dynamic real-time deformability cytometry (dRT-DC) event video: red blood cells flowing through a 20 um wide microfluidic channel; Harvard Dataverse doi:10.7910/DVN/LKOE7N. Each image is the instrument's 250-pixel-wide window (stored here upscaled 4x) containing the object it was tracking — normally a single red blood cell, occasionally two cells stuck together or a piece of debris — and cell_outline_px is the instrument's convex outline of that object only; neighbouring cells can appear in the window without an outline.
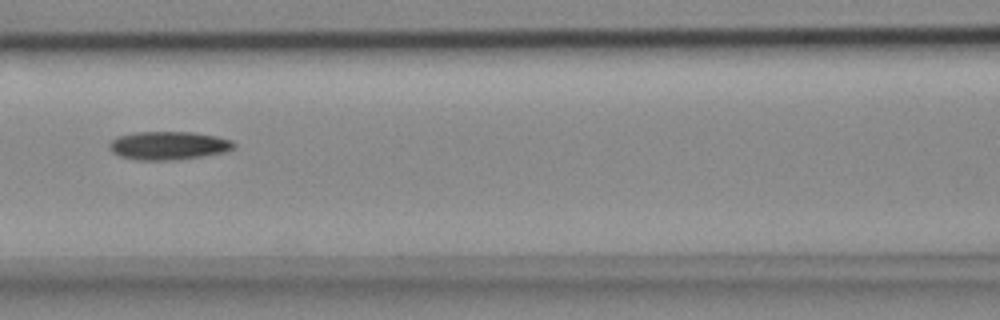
{"species": "common noctule bat (a hibernating species)", "species_latin": "Nyctalus noctula", "temperature_condition": "cold", "stored_images_in_passage": 7, "camera_frame_rate_fps": 3000, "um_per_image_px": 0.085, "animal": {"sex": "female", "body_mass_g": 18.4}, "frame": {"image": 1, "passage_image": 7, "time_ms": 2.0, "image_size_px": [1000, 320], "cell_outline_px": [[236, 144], [232, 148], [224, 152], [176, 160], [136, 160], [120, 156], [112, 152], [108, 148], [108, 144], [116, 136], [136, 132], [192, 132], [216, 136], [232, 140]], "centroid_in_image_um": [14.27, 12.37], "position_along_channel_um": 152.3, "area_um2": 20.58}}